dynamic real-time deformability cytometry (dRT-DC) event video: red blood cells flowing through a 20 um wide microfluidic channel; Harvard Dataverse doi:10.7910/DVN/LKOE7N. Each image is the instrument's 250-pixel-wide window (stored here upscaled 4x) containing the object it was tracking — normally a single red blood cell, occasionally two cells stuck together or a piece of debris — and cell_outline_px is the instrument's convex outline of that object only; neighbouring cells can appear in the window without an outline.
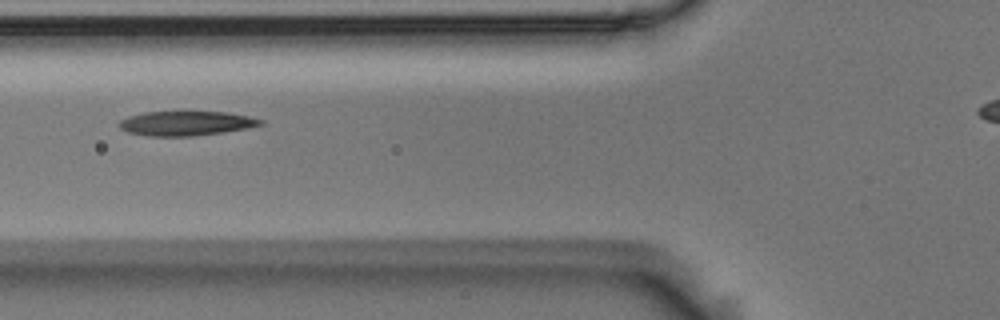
{"species": "Egyptian fruit bat (a non-hibernating species)", "species_latin": "Rousettus aegyptiacus", "temperature_condition": "room temperature", "stored_images_in_passage": 5, "camera_frame_rate_fps": 3000, "um_per_image_px": 0.085, "animal": {"sex": "male"}, "frame": {"image": 1, "passage_image": 3, "time_ms": 0.667, "image_size_px": [1000, 320], "cell_outline_px": [[264, 124], [248, 128], [224, 132], [192, 136], [148, 136], [128, 132], [120, 128], [116, 124], [120, 120], [128, 116], [144, 112], [228, 112], [248, 116], [264, 120]], "centroid_in_image_um": [15.81, 10.48], "position_along_channel_um": 110.0, "area_um2": 20.23}}
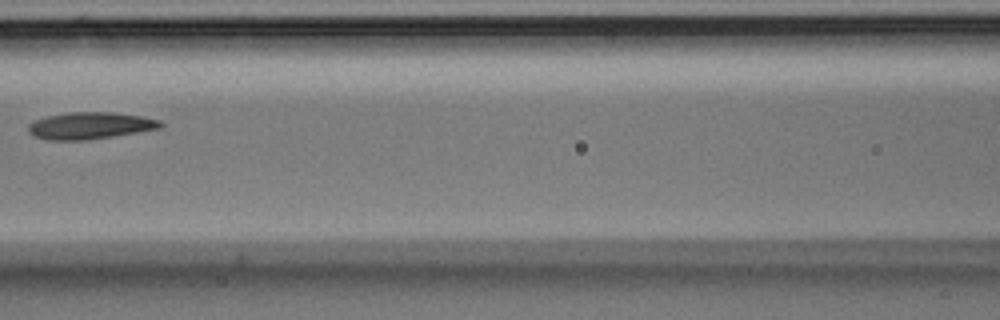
{"frame": {"image": 2, "passage_image": 4, "time_ms": 1.0, "image_size_px": [1000, 320], "cell_outline_px": [[164, 124], [160, 128], [88, 140], [44, 140], [32, 136], [28, 132], [28, 124], [36, 120], [48, 116], [68, 112], [112, 112], [140, 116], [160, 120]], "centroid_in_image_um": [7.61, 10.68], "position_along_channel_um": 159.0, "area_um2": 20.69}}
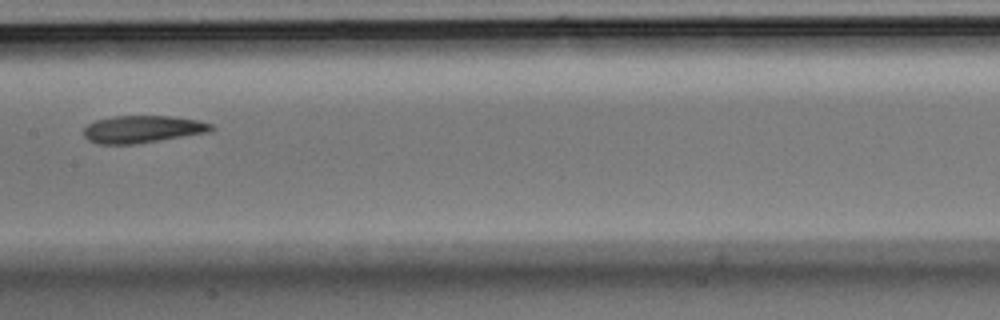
{"frame": {"image": 3, "passage_image": 5, "time_ms": 1.333, "image_size_px": [1000, 320], "cell_outline_px": [[212, 128], [208, 132], [136, 144], [96, 144], [88, 140], [84, 136], [84, 128], [88, 124], [96, 120], [112, 116], [172, 116], [196, 120], [212, 124]], "centroid_in_image_um": [12.05, 10.98], "position_along_channel_um": 195.3, "area_um2": 20.17}}